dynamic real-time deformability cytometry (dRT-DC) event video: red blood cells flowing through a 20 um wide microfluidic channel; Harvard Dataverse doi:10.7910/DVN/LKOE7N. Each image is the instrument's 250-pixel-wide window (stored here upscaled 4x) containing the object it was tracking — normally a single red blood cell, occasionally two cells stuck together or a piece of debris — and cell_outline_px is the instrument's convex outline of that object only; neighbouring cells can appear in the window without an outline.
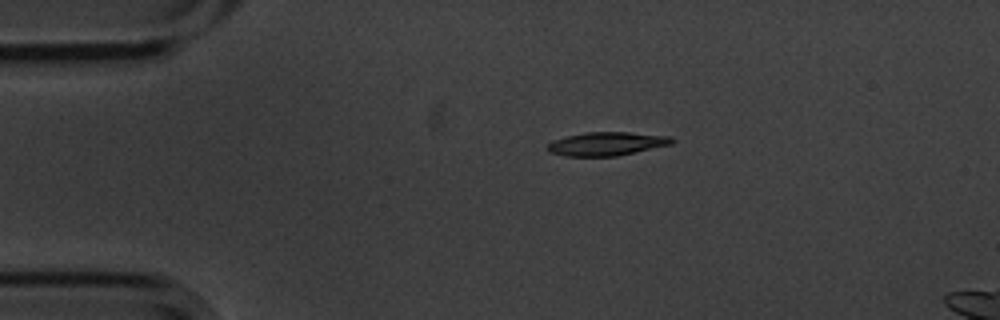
{"species": "common noctule bat (a hibernating species)", "species_latin": "Nyctalus noctula", "temperature_condition": "cold", "stored_images_in_passage": 3, "camera_frame_rate_fps": 3000, "um_per_image_px": 0.085, "animal": {"sex": "male", "body_mass_g": 20.1, "forearm_length_mm": 53.5}, "frame": {"image": 1, "passage_image": 1, "time_ms": 0.0, "image_size_px": [1000, 320], "cell_outline_px": [[676, 140], [672, 144], [636, 152], [616, 156], [564, 156], [548, 152], [544, 148], [552, 140], [584, 132], [628, 132], [672, 136]], "centroid_in_image_um": [51.56, 12.22], "position_along_channel_um": 33.4, "area_um2": 17.28}}